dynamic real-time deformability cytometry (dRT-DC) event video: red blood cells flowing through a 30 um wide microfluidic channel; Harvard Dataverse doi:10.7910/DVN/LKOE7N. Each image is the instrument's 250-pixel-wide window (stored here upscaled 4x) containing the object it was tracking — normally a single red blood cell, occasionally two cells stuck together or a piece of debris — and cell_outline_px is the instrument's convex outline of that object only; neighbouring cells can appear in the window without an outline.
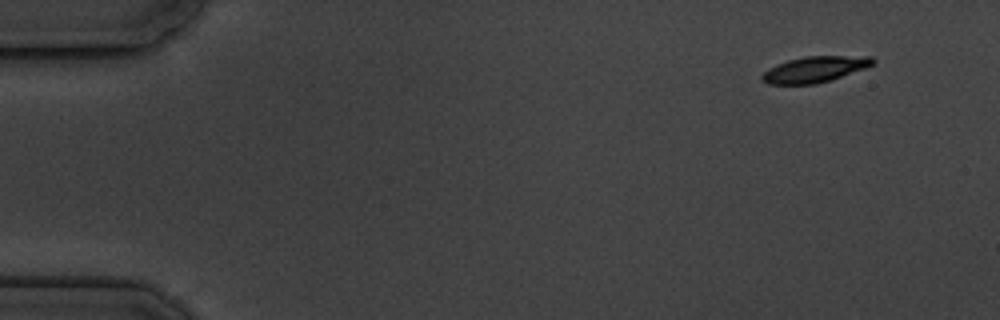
{"species": "common noctule bat (a hibernating species)", "species_latin": "Nyctalus noctula", "temperature_condition": "cold", "stored_images_in_passage": 10, "camera_frame_rate_fps": 3000, "um_per_image_px": 0.085, "animal": {"sex": "male", "body_mass_g": 19.5, "forearm_length_mm": 54.6}, "frame": {"image": 1, "passage_image": 1, "time_ms": 0.0, "image_size_px": [1000, 320], "cell_outline_px": [[876, 64], [832, 80], [816, 84], [768, 84], [760, 80], [760, 76], [768, 68], [776, 64], [788, 60], [804, 56], [872, 56], [876, 60]], "centroid_in_image_um": [69.26, 5.89], "position_along_channel_um": 15.7, "area_um2": 16.99}}
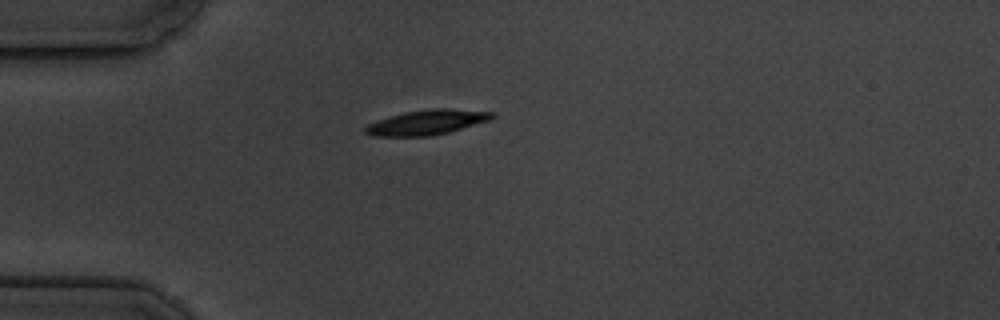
{"frame": {"image": 2, "passage_image": 4, "time_ms": 3.667, "image_size_px": [1000, 320], "cell_outline_px": [[496, 116], [488, 120], [448, 132], [432, 136], [372, 136], [364, 132], [364, 128], [368, 124], [404, 112], [432, 108], [452, 108], [496, 112]], "centroid_in_image_um": [36.32, 10.39], "position_along_channel_um": 48.7, "area_um2": 18.26}}